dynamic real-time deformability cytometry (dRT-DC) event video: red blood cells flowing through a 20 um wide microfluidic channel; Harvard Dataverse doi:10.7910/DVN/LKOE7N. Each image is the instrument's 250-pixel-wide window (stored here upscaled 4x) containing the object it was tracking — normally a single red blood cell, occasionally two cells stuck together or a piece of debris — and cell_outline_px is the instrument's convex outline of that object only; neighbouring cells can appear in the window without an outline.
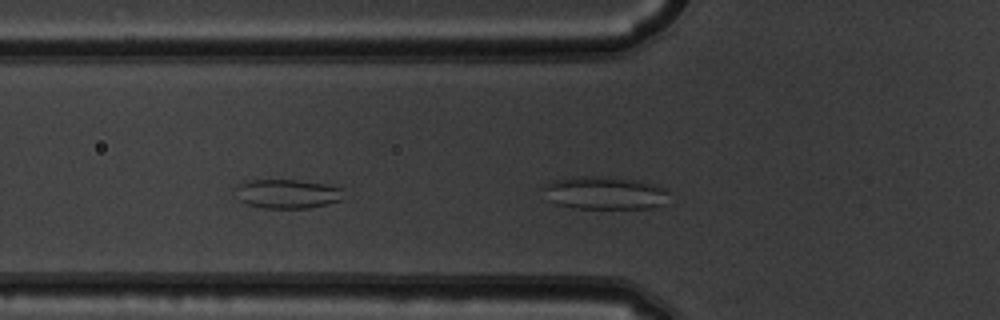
{"species": "common noctule bat (a hibernating species)", "species_latin": "Nyctalus noctula", "temperature_condition": "warm", "stored_images_in_passage": 5, "camera_frame_rate_fps": 3000, "um_per_image_px": 0.085, "animal": {"sex": "male", "body_mass_g": 19.5, "forearm_length_mm": 54.6}, "frame": {"image": 1, "passage_image": 3, "time_ms": 0.667, "image_size_px": [1000, 320], "cell_outline_px": [[344, 200], [328, 204], [308, 208], [264, 208], [244, 204], [240, 200], [236, 188], [236, 184], [244, 180], [300, 180], [328, 184], [344, 188]], "centroid_in_image_um": [24.47, 16.47], "position_along_channel_um": 101.3, "area_um2": 18.79}}